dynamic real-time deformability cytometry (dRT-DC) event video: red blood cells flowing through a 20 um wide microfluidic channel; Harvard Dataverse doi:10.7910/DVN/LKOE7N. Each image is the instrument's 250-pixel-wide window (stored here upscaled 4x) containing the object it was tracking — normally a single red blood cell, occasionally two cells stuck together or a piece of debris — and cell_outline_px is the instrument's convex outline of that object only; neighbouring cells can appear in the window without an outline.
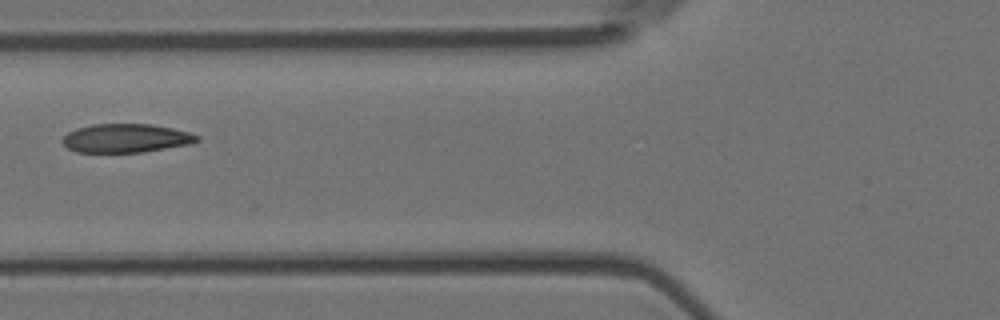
{"species": "Egyptian fruit bat (a non-hibernating species)", "species_latin": "Rousettus aegyptiacus", "temperature_condition": "room temperature", "stored_images_in_passage": 4, "camera_frame_rate_fps": 3000, "um_per_image_px": 0.085, "animal": {"sex": "female"}, "frame": {"image": 1, "passage_image": 3, "time_ms": 0.667, "image_size_px": [1000, 320], "cell_outline_px": [[200, 140], [188, 144], [144, 152], [76, 152], [68, 148], [60, 140], [68, 132], [76, 128], [92, 124], [152, 124], [172, 128], [188, 132], [200, 136]], "centroid_in_image_um": [10.68, 11.74], "position_along_channel_um": 115.1, "area_um2": 22.48}}
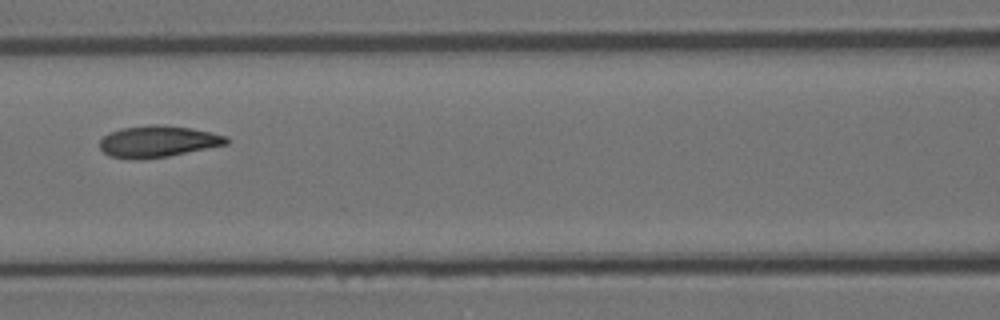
{"frame": {"image": 2, "passage_image": 4, "time_ms": 1.0, "image_size_px": [1000, 320], "cell_outline_px": [[228, 144], [168, 156], [108, 156], [100, 148], [100, 140], [104, 136], [120, 128], [148, 124], [164, 124], [192, 128], [228, 136]], "centroid_in_image_um": [13.48, 11.96], "position_along_channel_um": 153.1, "area_um2": 22.54}}